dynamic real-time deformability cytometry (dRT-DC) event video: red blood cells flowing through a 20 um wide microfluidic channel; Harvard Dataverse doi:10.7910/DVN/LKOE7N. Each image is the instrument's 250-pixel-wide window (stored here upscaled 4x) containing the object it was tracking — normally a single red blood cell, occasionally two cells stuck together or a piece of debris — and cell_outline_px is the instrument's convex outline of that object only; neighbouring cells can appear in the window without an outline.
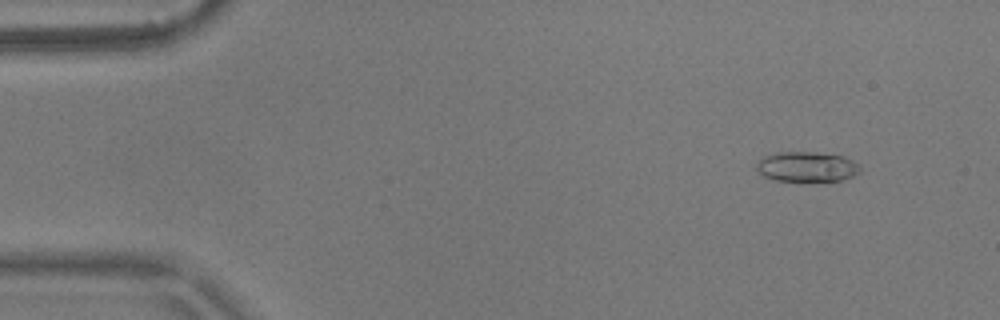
{"species": "common noctule bat (a hibernating species)", "species_latin": "Nyctalus noctula", "temperature_condition": "warm", "stored_images_in_passage": 5, "camera_frame_rate_fps": 3000, "um_per_image_px": 0.085, "animal": {"sex": "male", "body_mass_g": 17.9}, "frame": {"image": 1, "passage_image": 2, "time_ms": 0.333, "image_size_px": [1000, 320], "cell_outline_px": [[860, 172], [844, 180], [776, 180], [764, 176], [756, 168], [756, 164], [764, 156], [776, 152], [816, 152], [844, 156], [860, 164]], "centroid_in_image_um": [68.61, 14.15], "position_along_channel_um": 16.4, "area_um2": 17.98}}
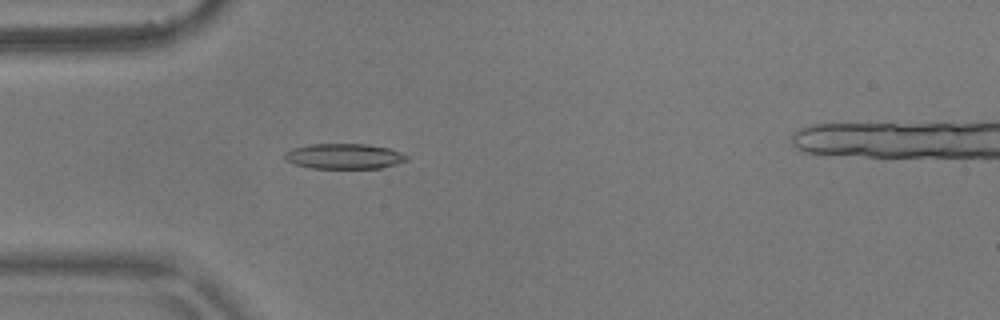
{"frame": {"image": 2, "passage_image": 5, "time_ms": 1.333, "image_size_px": [1000, 320], "cell_outline_px": [[408, 160], [396, 164], [380, 168], [312, 168], [292, 164], [284, 160], [284, 152], [292, 148], [312, 144], [368, 144], [388, 148], [400, 152], [408, 156]], "centroid_in_image_um": [29.22, 13.28], "position_along_channel_um": 55.8, "area_um2": 18.09}}